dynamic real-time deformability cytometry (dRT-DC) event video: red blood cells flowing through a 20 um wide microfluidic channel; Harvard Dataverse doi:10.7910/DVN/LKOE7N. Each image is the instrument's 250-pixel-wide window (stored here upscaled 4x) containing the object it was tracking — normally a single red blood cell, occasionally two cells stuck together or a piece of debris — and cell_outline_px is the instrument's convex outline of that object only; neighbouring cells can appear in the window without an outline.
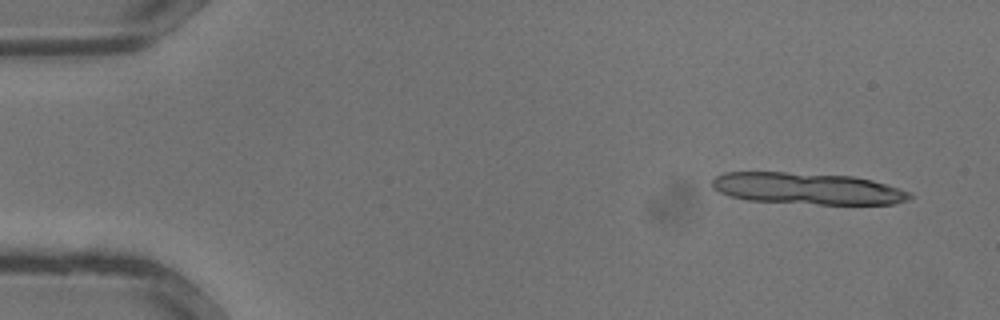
{"species": "common noctule bat (a hibernating species)", "species_latin": "Nyctalus noctula", "temperature_condition": "warm", "stored_images_in_passage": 33, "segment_of_instrument_passage": [1, 2], "camera_frame_rate_fps": 3000, "um_per_image_px": 0.085, "animal": {"sex": "male", "body_mass_g": 13.3}, "frame": {"image": 1, "passage_image": 2, "time_ms": 0.333, "image_size_px": [1000, 320], "cell_outline_px": [[912, 196], [908, 200], [892, 204], [820, 204], [748, 200], [732, 196], [720, 192], [712, 188], [712, 180], [716, 176], [724, 172], [784, 172], [852, 176], [872, 180], [912, 192]], "centroid_in_image_um": [68.64, 16.02], "position_along_channel_um": 16.4, "area_um2": 36.24}}